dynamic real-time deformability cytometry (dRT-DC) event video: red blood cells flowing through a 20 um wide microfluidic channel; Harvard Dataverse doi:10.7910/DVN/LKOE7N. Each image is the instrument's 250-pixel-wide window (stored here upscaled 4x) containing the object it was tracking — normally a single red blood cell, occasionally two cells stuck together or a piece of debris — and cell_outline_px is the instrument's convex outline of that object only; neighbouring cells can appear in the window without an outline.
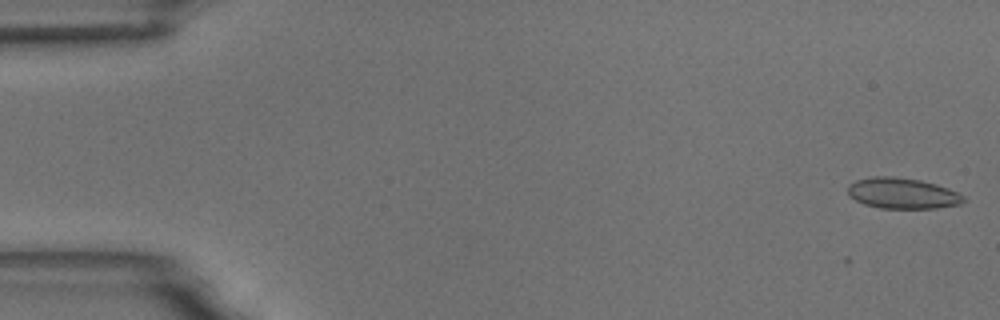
{"species": "common noctule bat (a hibernating species)", "species_latin": "Nyctalus noctula", "temperature_condition": "room temperature", "stored_images_in_passage": 10, "camera_frame_rate_fps": 3000, "um_per_image_px": 0.085, "animal": {"sex": "male", "body_mass_g": 18.8}, "frame": {"image": 1, "passage_image": 1, "time_ms": 0.0, "image_size_px": [1000, 320], "cell_outline_px": [[968, 200], [960, 204], [936, 208], [880, 208], [864, 204], [848, 196], [848, 184], [856, 180], [872, 176], [892, 176], [920, 180], [936, 184], [948, 188], [964, 196]], "centroid_in_image_um": [76.7, 16.43], "position_along_channel_um": 8.3, "area_um2": 20.87}}